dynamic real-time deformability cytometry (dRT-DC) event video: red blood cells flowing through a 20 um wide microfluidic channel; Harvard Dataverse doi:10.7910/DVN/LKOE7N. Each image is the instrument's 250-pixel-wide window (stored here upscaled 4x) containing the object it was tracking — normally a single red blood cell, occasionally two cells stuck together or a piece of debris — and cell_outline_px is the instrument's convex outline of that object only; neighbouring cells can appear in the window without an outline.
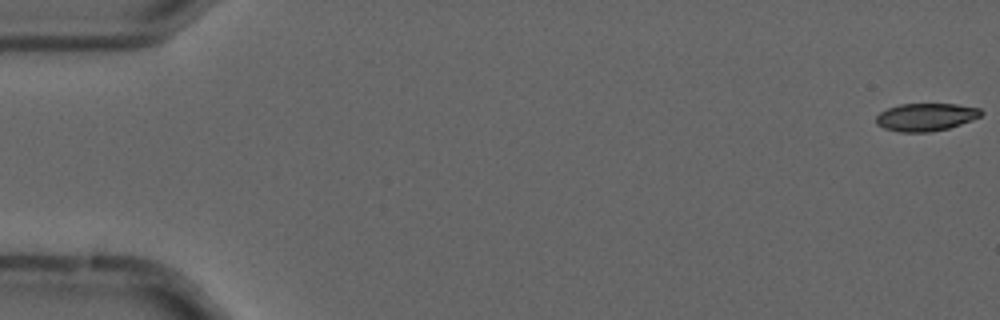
{"species": "common noctule bat (a hibernating species)", "species_latin": "Nyctalus noctula", "temperature_condition": "cold", "stored_images_in_passage": 5, "camera_frame_rate_fps": 3000, "um_per_image_px": 0.085, "animal": {"sex": "male", "forearm_length_mm": 52.5}, "frame": {"image": 1, "passage_image": 1, "time_ms": 0.0, "image_size_px": [1000, 320], "cell_outline_px": [[984, 112], [980, 116], [972, 120], [948, 128], [928, 132], [900, 132], [884, 128], [876, 124], [876, 116], [880, 112], [888, 108], [900, 104], [956, 104], [980, 108]], "centroid_in_image_um": [78.69, 9.94], "position_along_channel_um": 6.3, "area_um2": 16.94}}